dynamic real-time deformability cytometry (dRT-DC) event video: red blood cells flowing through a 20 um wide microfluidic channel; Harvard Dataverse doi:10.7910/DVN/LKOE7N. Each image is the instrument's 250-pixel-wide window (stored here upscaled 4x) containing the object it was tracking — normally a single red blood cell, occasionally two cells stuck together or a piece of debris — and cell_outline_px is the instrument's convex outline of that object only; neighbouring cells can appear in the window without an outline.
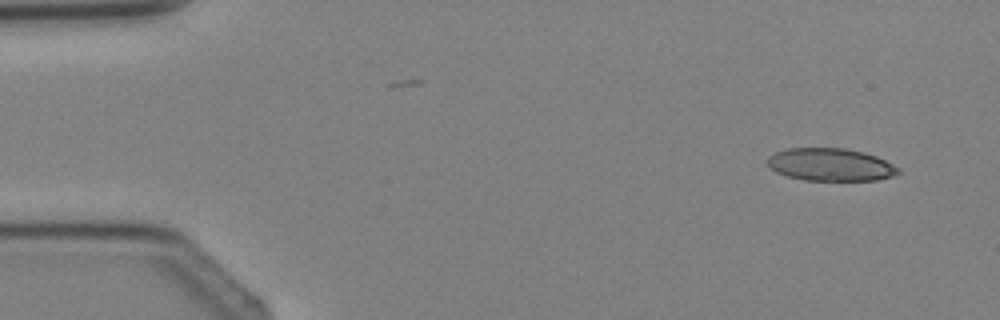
{"species": "Egyptian fruit bat (a non-hibernating species)", "species_latin": "Rousettus aegyptiacus", "temperature_condition": "cold", "stored_images_in_passage": 2, "camera_frame_rate_fps": 3000, "um_per_image_px": 0.085, "animal": {"sex": "female"}, "frame": {"image": 1, "passage_image": 2, "time_ms": 1.0, "image_size_px": [1000, 320], "cell_outline_px": [[900, 172], [892, 176], [876, 180], [804, 180], [788, 176], [776, 172], [768, 168], [764, 160], [768, 156], [776, 152], [788, 148], [844, 148], [864, 152], [876, 156], [900, 168]], "centroid_in_image_um": [70.54, 13.99], "position_along_channel_um": 14.5, "area_um2": 25.03}}